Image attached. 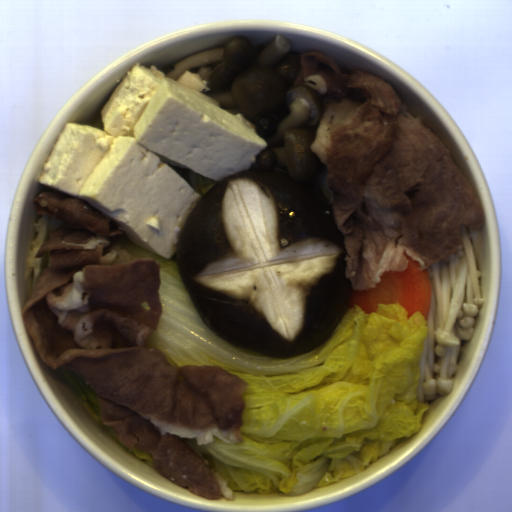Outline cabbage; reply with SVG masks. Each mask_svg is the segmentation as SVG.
<instances>
[{"mask_svg":"<svg viewBox=\"0 0 512 512\" xmlns=\"http://www.w3.org/2000/svg\"><path fill=\"white\" fill-rule=\"evenodd\" d=\"M64 220H57L47 214H44L38 222H34L33 226L36 230V235L31 241V249L28 253L27 269L25 271L24 279L27 281L28 278L33 275L32 289L33 291L41 273L44 269L51 266L50 253L49 251L44 253L42 257L35 258L39 248L49 239V232L51 229H57L62 226Z\"/></svg>","mask_w":512,"mask_h":512,"instance_id":"cabbage-3","label":"cabbage"},{"mask_svg":"<svg viewBox=\"0 0 512 512\" xmlns=\"http://www.w3.org/2000/svg\"><path fill=\"white\" fill-rule=\"evenodd\" d=\"M63 375L67 382L69 383L70 387L77 393V395L84 401L90 404L95 419L98 421V423L102 426V428L109 433L115 441L123 447L126 451L131 453L134 457H136L139 461L146 464L147 466L151 467L152 469L156 470L154 461L150 454L145 452L142 449H139L137 447H132L131 449L127 448L125 445H123L117 438L116 431L114 427H108L103 424L101 419V412H100V405L98 401V394L95 391L94 387L86 384L85 377H80L75 371H72L70 369H62Z\"/></svg>","mask_w":512,"mask_h":512,"instance_id":"cabbage-2","label":"cabbage"},{"mask_svg":"<svg viewBox=\"0 0 512 512\" xmlns=\"http://www.w3.org/2000/svg\"><path fill=\"white\" fill-rule=\"evenodd\" d=\"M134 259L159 264L161 312L146 345L175 367L219 366L246 383L244 441L199 445L232 492L300 496L346 481L416 435L429 405L417 399L429 324L398 301L365 314L347 308L327 340L278 359L233 346L207 327L180 275L177 251L164 258L119 242Z\"/></svg>","mask_w":512,"mask_h":512,"instance_id":"cabbage-1","label":"cabbage"},{"mask_svg":"<svg viewBox=\"0 0 512 512\" xmlns=\"http://www.w3.org/2000/svg\"><path fill=\"white\" fill-rule=\"evenodd\" d=\"M170 167L173 168L190 185V187L200 195V198L218 183V181L188 168H179L177 166Z\"/></svg>","mask_w":512,"mask_h":512,"instance_id":"cabbage-4","label":"cabbage"}]
</instances>
